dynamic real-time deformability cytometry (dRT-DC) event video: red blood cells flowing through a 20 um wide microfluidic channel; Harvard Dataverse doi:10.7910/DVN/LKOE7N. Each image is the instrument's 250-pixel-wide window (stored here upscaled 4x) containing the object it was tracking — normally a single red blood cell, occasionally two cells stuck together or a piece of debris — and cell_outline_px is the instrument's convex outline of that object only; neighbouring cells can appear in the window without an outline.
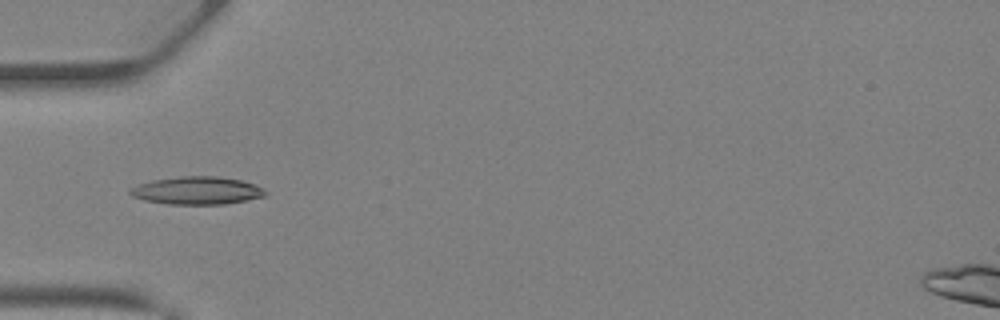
{"species": "Egyptian fruit bat (a non-hibernating species)", "species_latin": "Rousettus aegyptiacus", "temperature_condition": "warm", "stored_images_in_passage": 41, "camera_frame_rate_fps": 3000, "um_per_image_px": 0.085, "animal": {"sex": "female"}, "frame": {"image": 1, "passage_image": 14, "time_ms": 4.333, "image_size_px": [1000, 320], "cell_outline_px": [[268, 192], [264, 196], [224, 204], [168, 204], [144, 200], [132, 196], [128, 192], [128, 188], [152, 180], [180, 176], [216, 176], [240, 180], [256, 184], [264, 188]], "centroid_in_image_um": [16.73, 16.19], "position_along_channel_um": 68.3, "area_um2": 21.91}}
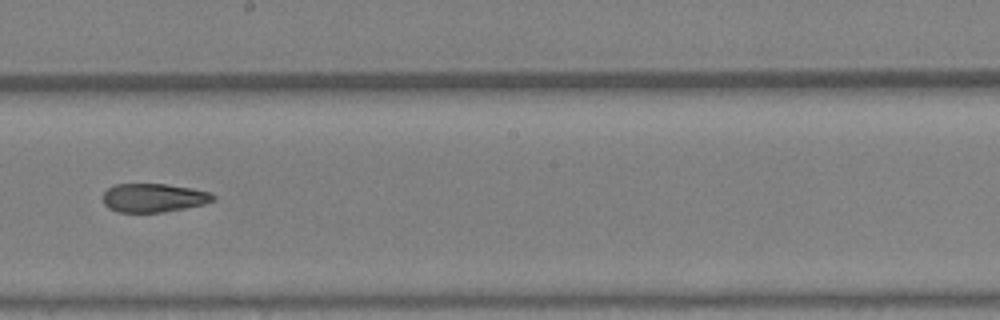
{"frame": {"image": 2, "passage_image": 24, "time_ms": 7.667, "image_size_px": [1000, 320], "cell_outline_px": [[216, 200], [204, 204], [164, 212], [116, 212], [108, 208], [104, 204], [104, 192], [108, 188], [116, 184], [164, 184], [192, 188], [208, 192], [216, 196]], "centroid_in_image_um": [13.06, 16.82], "position_along_channel_um": 235.1, "area_um2": 18.38}}
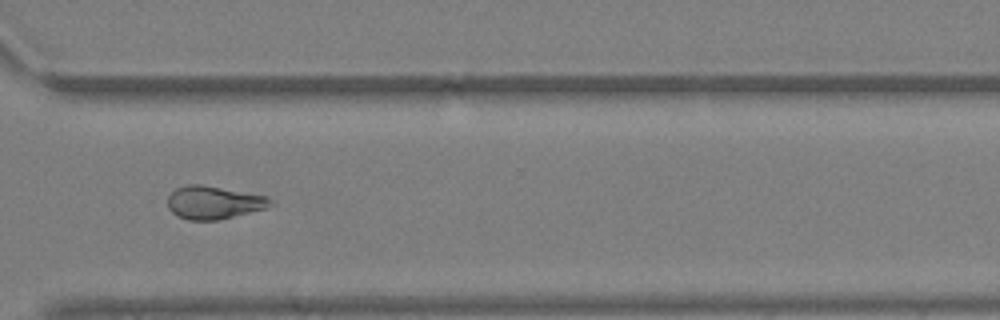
{"frame": {"image": 3, "passage_image": 31, "time_ms": 10.0, "image_size_px": [1000, 320], "cell_outline_px": [[276, 204], [264, 208], [220, 220], [188, 220], [176, 216], [168, 208], [168, 196], [176, 188], [188, 184], [200, 184], [268, 196]], "centroid_in_image_um": [18.16, 17.21], "position_along_channel_um": 352.4, "area_um2": 19.83}}